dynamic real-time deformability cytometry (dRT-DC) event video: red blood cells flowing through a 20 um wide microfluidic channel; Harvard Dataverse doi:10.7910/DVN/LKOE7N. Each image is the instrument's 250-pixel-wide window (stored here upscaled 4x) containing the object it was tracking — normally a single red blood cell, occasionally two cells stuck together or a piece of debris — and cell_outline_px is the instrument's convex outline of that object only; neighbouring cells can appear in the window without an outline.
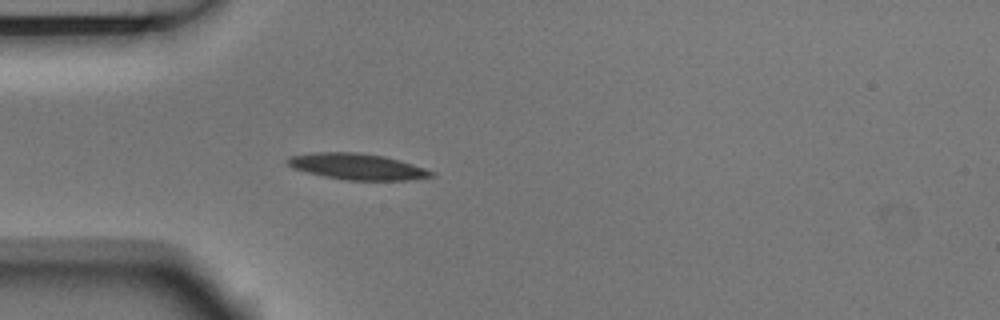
{"species": "Egyptian fruit bat (a non-hibernating species)", "species_latin": "Rousettus aegyptiacus", "temperature_condition": "room temperature", "stored_images_in_passage": 5, "camera_frame_rate_fps": 3000, "um_per_image_px": 0.085, "animal": {"sex": "male"}, "frame": {"image": 1, "passage_image": 5, "time_ms": 1.333, "image_size_px": [1000, 320], "cell_outline_px": [[436, 176], [412, 180], [348, 180], [324, 176], [292, 168], [284, 160], [288, 156], [316, 152], [356, 152], [384, 156], [412, 164], [436, 172]], "centroid_in_image_um": [30.37, 14.16], "position_along_channel_um": 54.6, "area_um2": 21.91}}